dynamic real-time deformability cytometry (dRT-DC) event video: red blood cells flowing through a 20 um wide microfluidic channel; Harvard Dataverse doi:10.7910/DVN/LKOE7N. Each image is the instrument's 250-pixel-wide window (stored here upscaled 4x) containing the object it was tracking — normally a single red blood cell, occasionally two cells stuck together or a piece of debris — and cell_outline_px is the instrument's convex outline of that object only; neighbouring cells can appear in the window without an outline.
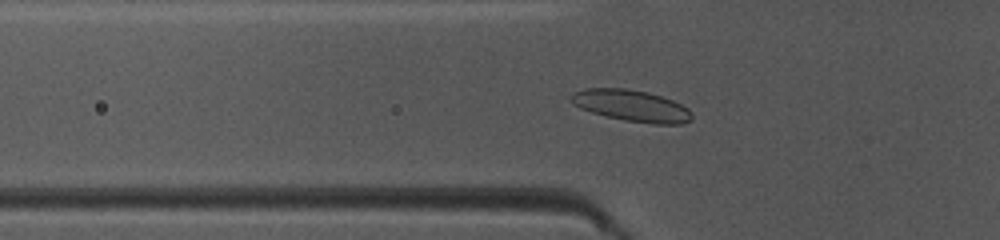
{"species": "common noctule bat (a hibernating species)", "species_latin": "Nyctalus noctula", "temperature_condition": "warm", "stored_images_in_passage": 47, "camera_frame_rate_fps": 3000, "um_per_image_px": 0.085, "animal": {"sex": "female", "body_mass_g": 10.0, "forearm_length_mm": 53.1}, "frame": {"image": 1, "passage_image": 17, "time_ms": 5.333, "image_size_px": [1000, 240], "cell_outline_px": [[692, 120], [680, 124], [652, 124], [624, 120], [592, 112], [580, 108], [572, 104], [568, 96], [572, 92], [584, 88], [624, 88], [648, 92], [672, 100], [688, 108], [692, 112]], "centroid_in_image_um": [53.65, 8.98], "position_along_channel_um": 72.2, "area_um2": 22.31}}
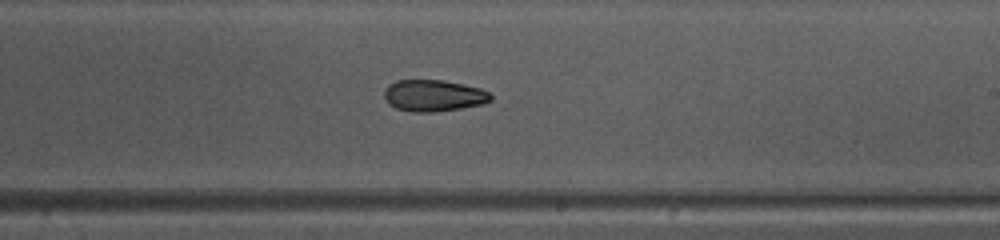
{"frame": {"image": 2, "passage_image": 30, "time_ms": 9.667, "image_size_px": [1000, 240], "cell_outline_px": [[492, 100], [484, 104], [436, 112], [412, 112], [396, 108], [388, 104], [384, 96], [384, 92], [388, 84], [396, 80], [444, 80], [480, 88], [488, 92], [492, 96]], "centroid_in_image_um": [36.84, 8.13], "position_along_channel_um": 252.2, "area_um2": 19.71}}
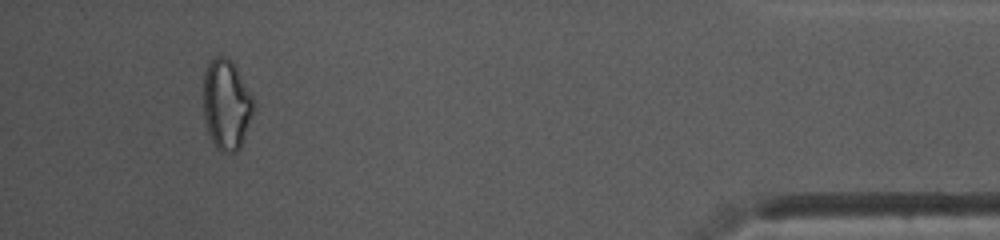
{"frame": {"image": 3, "passage_image": 46, "time_ms": 15.0, "image_size_px": [1000, 240], "cell_outline_px": [[256, 104], [252, 116], [240, 148], [236, 152], [220, 152], [216, 148], [208, 132], [204, 120], [204, 72], [208, 64], [216, 56], [224, 56], [232, 60], [256, 100]], "centroid_in_image_um": [19.27, 8.88], "position_along_channel_um": 415.9, "area_um2": 26.7}}